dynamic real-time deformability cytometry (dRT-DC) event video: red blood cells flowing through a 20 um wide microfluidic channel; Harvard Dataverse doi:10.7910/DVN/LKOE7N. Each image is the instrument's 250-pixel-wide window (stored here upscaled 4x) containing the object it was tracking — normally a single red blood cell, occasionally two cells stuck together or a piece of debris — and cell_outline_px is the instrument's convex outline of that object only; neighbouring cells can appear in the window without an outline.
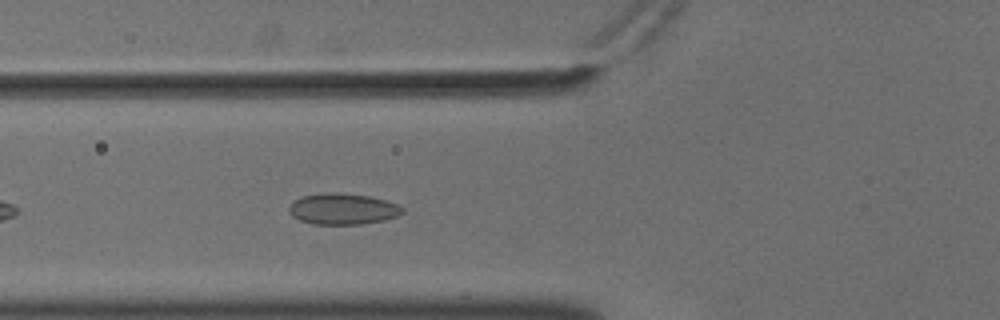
{"species": "common noctule bat (a hibernating species)", "species_latin": "Nyctalus noctula", "temperature_condition": "cold", "stored_images_in_passage": 34, "camera_frame_rate_fps": 3000, "um_per_image_px": 0.085, "animal": {"sex": "male", "body_mass_g": 18.8}, "frame": {"image": 1, "passage_image": 7, "time_ms": 2.0, "image_size_px": [1000, 320], "cell_outline_px": [[404, 212], [396, 216], [384, 220], [360, 224], [312, 224], [300, 220], [292, 216], [288, 212], [288, 208], [300, 196], [328, 192], [336, 192], [368, 196], [384, 200], [396, 204], [404, 208]], "centroid_in_image_um": [29.11, 17.76], "position_along_channel_um": 96.7, "area_um2": 20.46}}
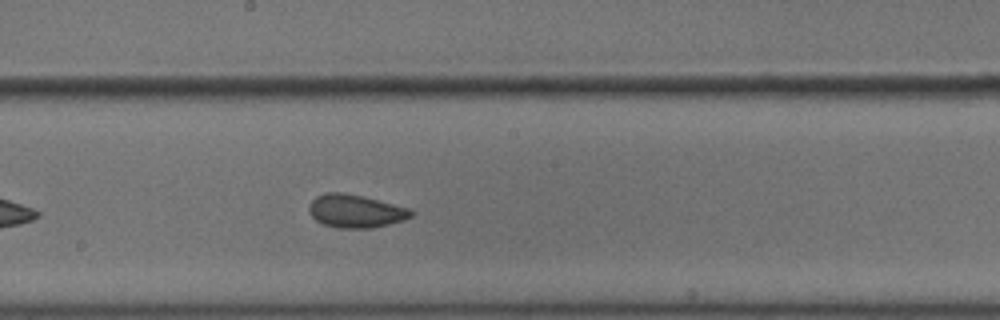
{"frame": {"image": 2, "passage_image": 17, "time_ms": 5.333, "image_size_px": [1000, 320], "cell_outline_px": [[416, 212], [412, 216], [404, 220], [372, 228], [340, 228], [324, 224], [316, 220], [308, 212], [308, 208], [312, 200], [316, 196], [328, 192], [344, 192], [364, 196], [412, 208]], "centroid_in_image_um": [30.27, 17.93], "position_along_channel_um": 217.9, "area_um2": 19.94}}
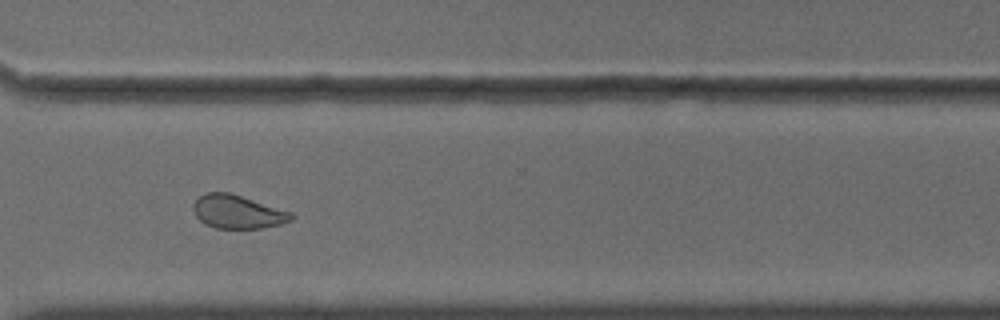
{"frame": {"image": 3, "passage_image": 28, "time_ms": 9.0, "image_size_px": [1000, 320], "cell_outline_px": [[296, 216], [292, 220], [280, 224], [264, 228], [216, 228], [204, 224], [196, 216], [192, 208], [192, 204], [204, 192], [228, 192], [292, 212]], "centroid_in_image_um": [20.19, 18.01], "position_along_channel_um": 350.4, "area_um2": 19.13}, "authors_computed_cell_mechanics": {"area_um2": 19.652, "velocity_mm_per_s": 3.6181, "shape_relaxation_time_tau1_ms": 4.2329, "shape_relaxation_time_tau2_ms": 2.1477, "deformation_change_tau1": 0.0827, "deformation_change_tau2": 0.0634}}